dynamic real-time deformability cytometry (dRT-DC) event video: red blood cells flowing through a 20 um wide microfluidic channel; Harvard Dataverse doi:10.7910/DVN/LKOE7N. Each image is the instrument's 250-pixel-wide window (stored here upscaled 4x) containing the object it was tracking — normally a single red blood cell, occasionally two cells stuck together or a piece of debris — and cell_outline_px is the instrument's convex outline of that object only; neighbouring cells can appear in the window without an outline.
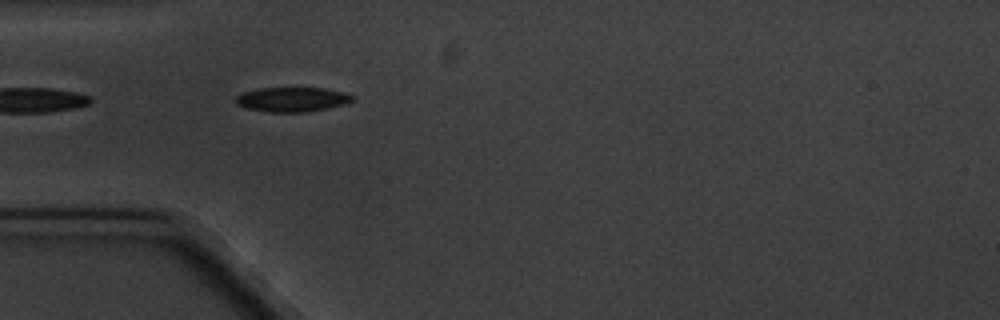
{"species": "common noctule bat (a hibernating species)", "species_latin": "Nyctalus noctula", "temperature_condition": "cold", "stored_images_in_passage": 3, "camera_frame_rate_fps": 3000, "um_per_image_px": 0.085, "animal": {"sex": "male", "body_mass_g": 20.1, "forearm_length_mm": 53.5}, "frame": {"image": 1, "passage_image": 2, "time_ms": 1.333, "image_size_px": [1000, 320], "cell_outline_px": [[356, 96], [352, 100], [344, 104], [328, 108], [308, 112], [268, 112], [248, 108], [236, 104], [236, 96], [244, 92], [260, 88], [324, 88], [344, 92]], "centroid_in_image_um": [24.86, 8.45], "position_along_channel_um": 60.1, "area_um2": 16.65}}